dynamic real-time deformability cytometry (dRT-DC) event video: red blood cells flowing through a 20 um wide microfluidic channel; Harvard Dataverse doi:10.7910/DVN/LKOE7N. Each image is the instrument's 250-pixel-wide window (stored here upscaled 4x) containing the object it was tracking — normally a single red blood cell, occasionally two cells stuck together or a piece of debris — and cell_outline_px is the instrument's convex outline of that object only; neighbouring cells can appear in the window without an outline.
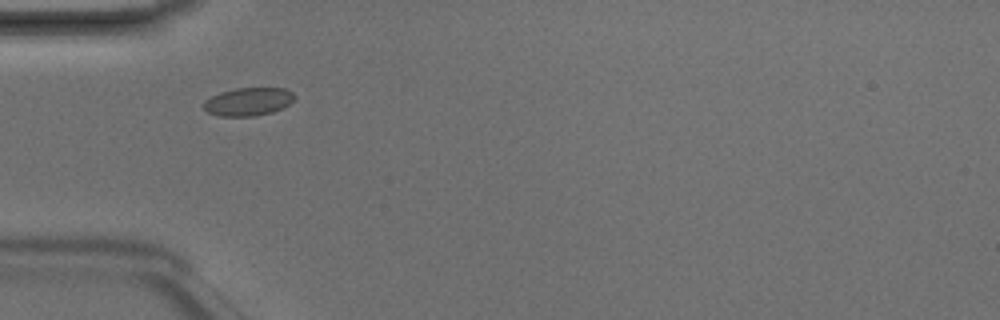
{"species": "Egyptian fruit bat (a non-hibernating species)", "species_latin": "Rousettus aegyptiacus", "temperature_condition": "room temperature", "stored_images_in_passage": 4, "camera_frame_rate_fps": 3000, "um_per_image_px": 0.085, "animal": {"sex": "male"}, "frame": {"image": 1, "passage_image": 2, "time_ms": 0.333, "image_size_px": [1000, 320], "cell_outline_px": [[296, 96], [288, 104], [272, 112], [252, 116], [220, 116], [208, 112], [204, 108], [204, 100], [220, 92], [236, 88], [284, 88], [292, 92]], "centroid_in_image_um": [21.09, 8.63], "position_along_channel_um": 63.9, "area_um2": 14.68}}
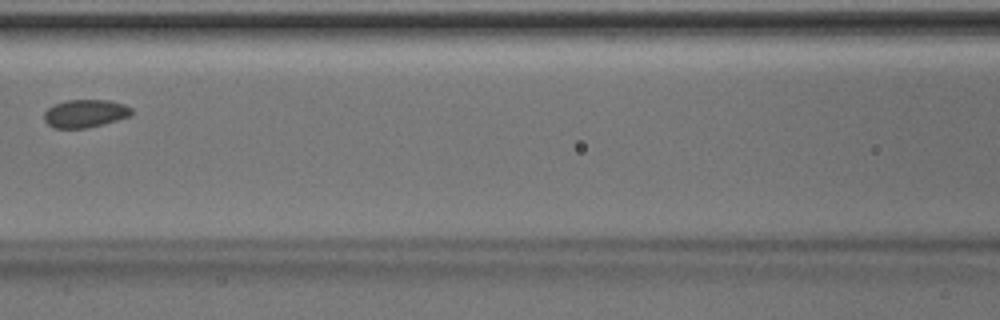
{"frame": {"image": 2, "passage_image": 4, "time_ms": 1.0, "image_size_px": [1000, 320], "cell_outline_px": [[132, 112], [128, 116], [104, 124], [88, 128], [52, 128], [44, 120], [44, 112], [48, 108], [64, 100], [108, 100], [124, 104], [132, 108]], "centroid_in_image_um": [7.21, 9.65], "position_along_channel_um": 159.4, "area_um2": 14.22}}